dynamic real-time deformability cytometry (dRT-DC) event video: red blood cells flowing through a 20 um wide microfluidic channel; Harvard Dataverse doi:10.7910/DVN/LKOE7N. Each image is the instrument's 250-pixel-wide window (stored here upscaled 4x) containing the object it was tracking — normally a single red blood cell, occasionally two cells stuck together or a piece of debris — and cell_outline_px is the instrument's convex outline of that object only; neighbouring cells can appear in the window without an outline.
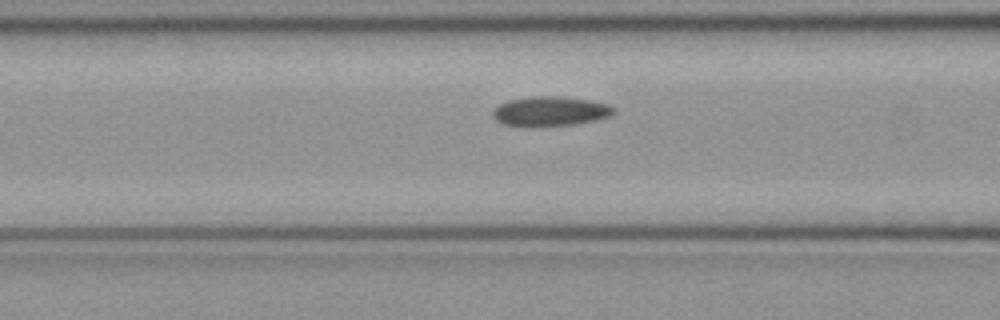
{"species": "common noctule bat (a hibernating species)", "species_latin": "Nyctalus noctula", "temperature_condition": "cold", "stored_images_in_passage": 46, "camera_frame_rate_fps": 3000, "um_per_image_px": 0.085, "animal": {"sex": "female", "body_mass_g": 21.9}, "frame": {"image": 1, "passage_image": 15, "time_ms": 4.667, "image_size_px": [1000, 320], "cell_outline_px": [[616, 112], [612, 116], [596, 120], [572, 124], [524, 128], [504, 124], [496, 120], [492, 116], [492, 108], [508, 100], [532, 96], [556, 96], [592, 100], [608, 104], [616, 108]], "centroid_in_image_um": [46.76, 9.47], "position_along_channel_um": 119.8, "area_um2": 21.39}}
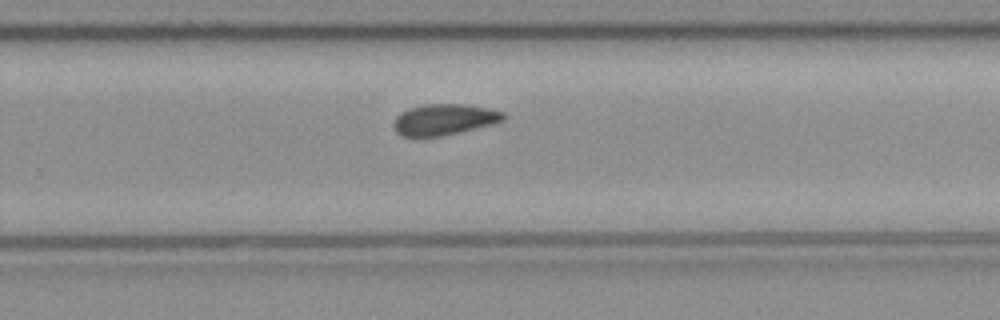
{"frame": {"image": 2, "passage_image": 28, "time_ms": 9.0, "image_size_px": [1000, 320], "cell_outline_px": [[508, 116], [504, 120], [492, 124], [440, 136], [400, 136], [396, 132], [396, 116], [400, 112], [408, 108], [424, 104], [464, 104], [488, 108], [504, 112]], "centroid_in_image_um": [37.78, 10.14], "position_along_channel_um": 292.0, "area_um2": 19.65}}
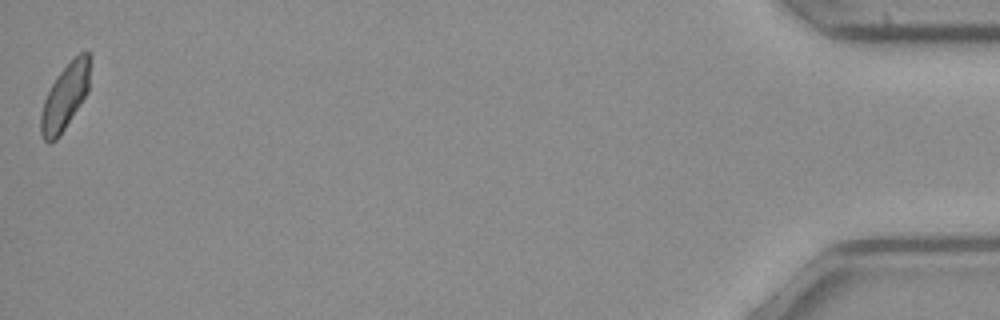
{"frame": {"image": 3, "passage_image": 46, "time_ms": 15.0, "image_size_px": [1000, 320], "cell_outline_px": [[88, 92], [56, 140], [48, 144], [40, 136], [40, 112], [44, 100], [52, 84], [60, 72], [80, 52], [88, 52]], "centroid_in_image_um": [5.47, 8.31], "position_along_channel_um": 429.7, "area_um2": 18.26}, "authors_computed_cell_mechanics": {"area_um2": 20.0277, "velocity_mm_per_s": 3.9804, "shape_relaxation_time_tau1_ms": null, "shape_relaxation_time_tau2_ms": 4.4653, "deformation_change_tau1": null, "deformation_change_tau2": 0.0853}}